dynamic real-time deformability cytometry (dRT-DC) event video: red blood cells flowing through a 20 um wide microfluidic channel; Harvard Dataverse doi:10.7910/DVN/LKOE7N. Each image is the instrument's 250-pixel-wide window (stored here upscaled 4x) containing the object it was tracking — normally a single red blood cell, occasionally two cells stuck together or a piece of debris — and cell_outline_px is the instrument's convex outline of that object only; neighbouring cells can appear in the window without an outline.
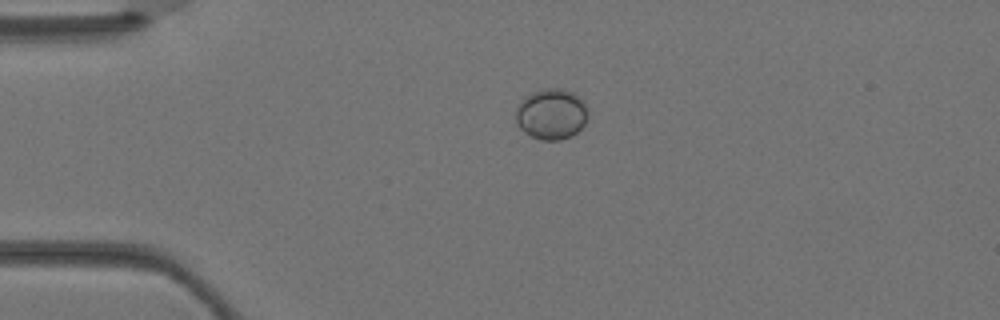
{"species": "Egyptian fruit bat (a non-hibernating species)", "species_latin": "Rousettus aegyptiacus", "temperature_condition": "warm", "stored_images_in_passage": 3, "camera_frame_rate_fps": 3000, "um_per_image_px": 0.085, "animal": {"sex": "female"}, "frame": {"image": 1, "passage_image": 3, "time_ms": 0.667, "image_size_px": [1000, 320], "cell_outline_px": [[588, 120], [572, 136], [560, 140], [540, 140], [524, 132], [516, 124], [516, 104], [524, 96], [532, 92], [548, 88], [560, 88], [572, 92], [580, 96], [588, 108]], "centroid_in_image_um": [46.86, 9.69], "position_along_channel_um": 38.1, "area_um2": 21.73}}